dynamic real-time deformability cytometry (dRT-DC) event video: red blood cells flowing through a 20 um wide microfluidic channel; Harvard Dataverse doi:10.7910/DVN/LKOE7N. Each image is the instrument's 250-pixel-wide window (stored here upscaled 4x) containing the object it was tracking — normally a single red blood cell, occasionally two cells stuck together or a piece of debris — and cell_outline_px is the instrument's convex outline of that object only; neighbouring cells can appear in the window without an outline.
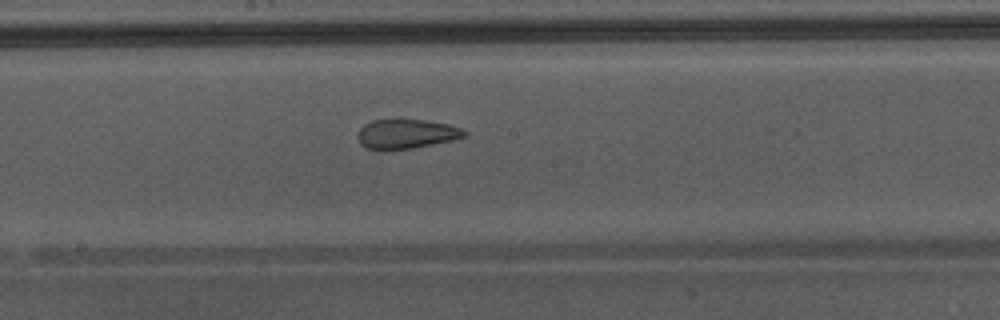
{"species": "Egyptian fruit bat (a non-hibernating species)", "species_latin": "Rousettus aegyptiacus", "temperature_condition": "warm", "stored_images_in_passage": 36, "camera_frame_rate_fps": 3000, "um_per_image_px": 0.085, "animal": {"sex": "male"}, "frame": {"image": 1, "passage_image": 16, "time_ms": 5.0, "image_size_px": [1000, 320], "cell_outline_px": [[468, 136], [452, 140], [412, 148], [368, 148], [360, 144], [356, 136], [360, 128], [364, 124], [372, 120], [424, 120], [448, 124], [460, 128], [468, 132]], "centroid_in_image_um": [34.55, 11.36], "position_along_channel_um": 213.6, "area_um2": 17.92}}